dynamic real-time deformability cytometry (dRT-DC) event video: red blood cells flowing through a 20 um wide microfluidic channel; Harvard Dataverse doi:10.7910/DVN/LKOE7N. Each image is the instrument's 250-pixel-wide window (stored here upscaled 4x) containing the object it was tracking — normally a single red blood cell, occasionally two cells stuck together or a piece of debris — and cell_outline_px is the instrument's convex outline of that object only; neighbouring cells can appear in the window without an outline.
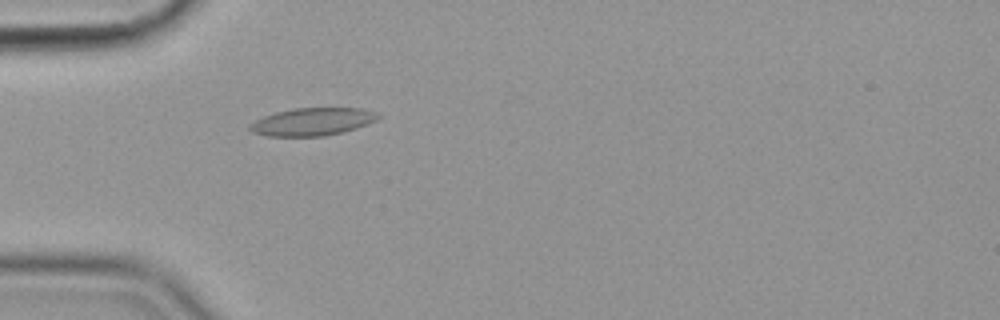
{"species": "common noctule bat (a hibernating species)", "species_latin": "Nyctalus noctula", "temperature_condition": "cold", "stored_images_in_passage": 23, "camera_frame_rate_fps": 3000, "um_per_image_px": 0.085, "animal": {"sex": "female", "body_mass_g": 19.9}, "frame": {"image": 1, "passage_image": 16, "time_ms": 5.0, "image_size_px": [1000, 320], "cell_outline_px": [[380, 116], [376, 120], [356, 128], [324, 136], [268, 136], [252, 132], [248, 128], [248, 124], [264, 116], [276, 112], [292, 108], [360, 108], [376, 112]], "centroid_in_image_um": [26.52, 10.34], "position_along_channel_um": 58.5, "area_um2": 20.58}}
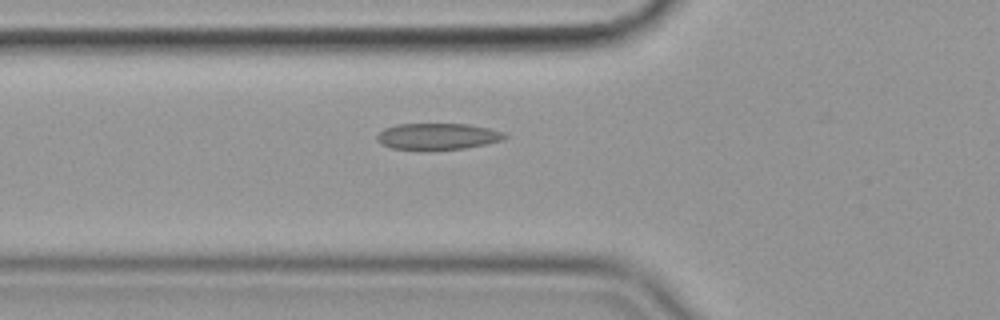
{"frame": {"image": 2, "passage_image": 19, "time_ms": 6.0, "image_size_px": [1000, 320], "cell_outline_px": [[508, 136], [504, 140], [464, 148], [432, 152], [424, 152], [392, 148], [380, 144], [376, 140], [376, 136], [384, 128], [396, 124], [468, 124], [488, 128], [504, 132]], "centroid_in_image_um": [37.15, 11.63], "position_along_channel_um": 88.6, "area_um2": 20.35}}
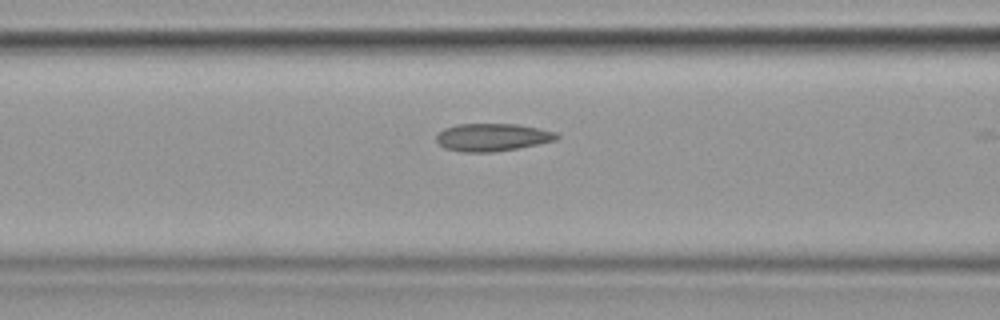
{"frame": {"image": 3, "passage_image": 22, "time_ms": 7.0, "image_size_px": [1000, 320], "cell_outline_px": [[560, 136], [556, 140], [516, 148], [492, 152], [460, 152], [444, 148], [436, 140], [436, 136], [444, 128], [456, 124], [516, 124], [556, 132]], "centroid_in_image_um": [41.81, 11.67], "position_along_channel_um": 124.8, "area_um2": 19.25}}